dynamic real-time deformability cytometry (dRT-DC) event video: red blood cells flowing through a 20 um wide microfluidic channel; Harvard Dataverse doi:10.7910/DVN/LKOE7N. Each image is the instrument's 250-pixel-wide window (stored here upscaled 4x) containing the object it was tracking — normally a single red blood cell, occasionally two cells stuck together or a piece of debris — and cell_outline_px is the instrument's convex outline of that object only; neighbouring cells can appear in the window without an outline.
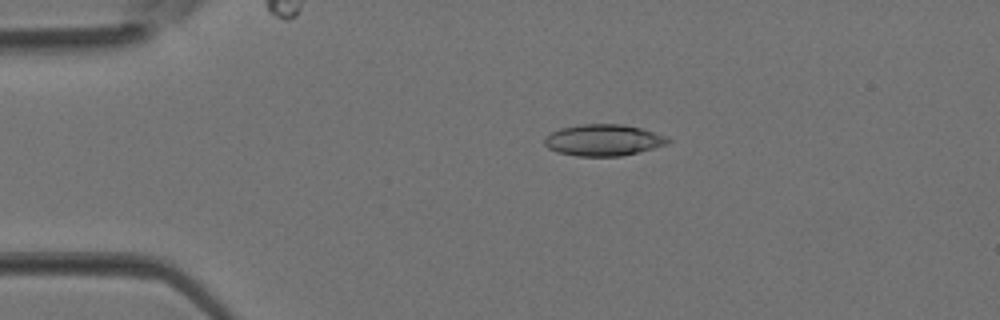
{"species": "Egyptian fruit bat (a non-hibernating species)", "species_latin": "Rousettus aegyptiacus", "temperature_condition": "room temperature", "stored_images_in_passage": 31, "camera_frame_rate_fps": 3000, "um_per_image_px": 0.085, "animal": {"sex": "female"}, "frame": {"image": 1, "passage_image": 1, "time_ms": 0.0, "image_size_px": [1000, 320], "cell_outline_px": [[672, 140], [668, 144], [620, 156], [576, 156], [556, 152], [548, 148], [544, 144], [544, 140], [552, 132], [560, 128], [580, 124], [624, 124], [640, 128], [664, 136]], "centroid_in_image_um": [51.25, 11.91], "position_along_channel_um": 33.7, "area_um2": 22.43}}
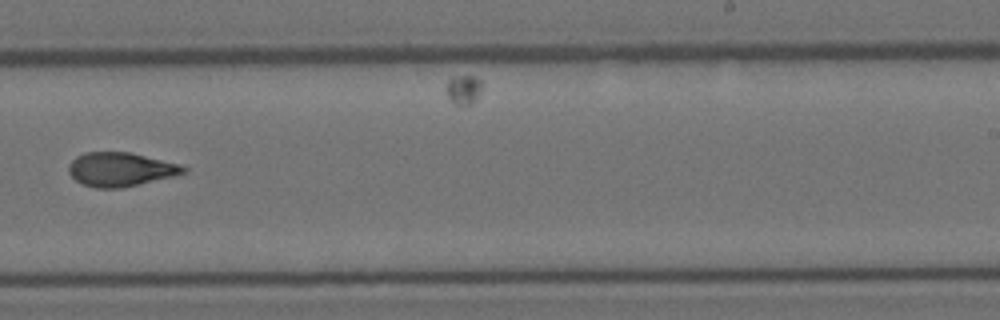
{"frame": {"image": 2, "passage_image": 17, "time_ms": 5.333, "image_size_px": [1000, 320], "cell_outline_px": [[188, 172], [172, 176], [120, 188], [96, 188], [84, 184], [76, 180], [68, 172], [68, 164], [76, 156], [84, 152], [132, 152], [180, 164], [188, 168]], "centroid_in_image_um": [10.24, 14.38], "position_along_channel_um": 278.8, "area_um2": 22.66}}
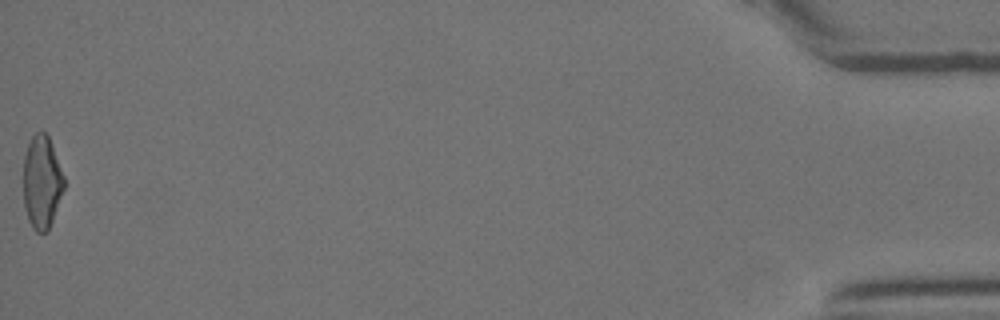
{"frame": {"image": 3, "passage_image": 31, "time_ms": 10.0, "image_size_px": [1000, 320], "cell_outline_px": [[64, 188], [48, 232], [36, 232], [32, 228], [28, 220], [24, 208], [24, 156], [28, 144], [32, 136], [36, 132], [44, 132], [48, 136], [64, 176]], "centroid_in_image_um": [3.55, 15.51], "position_along_channel_um": 431.7, "area_um2": 21.91}}